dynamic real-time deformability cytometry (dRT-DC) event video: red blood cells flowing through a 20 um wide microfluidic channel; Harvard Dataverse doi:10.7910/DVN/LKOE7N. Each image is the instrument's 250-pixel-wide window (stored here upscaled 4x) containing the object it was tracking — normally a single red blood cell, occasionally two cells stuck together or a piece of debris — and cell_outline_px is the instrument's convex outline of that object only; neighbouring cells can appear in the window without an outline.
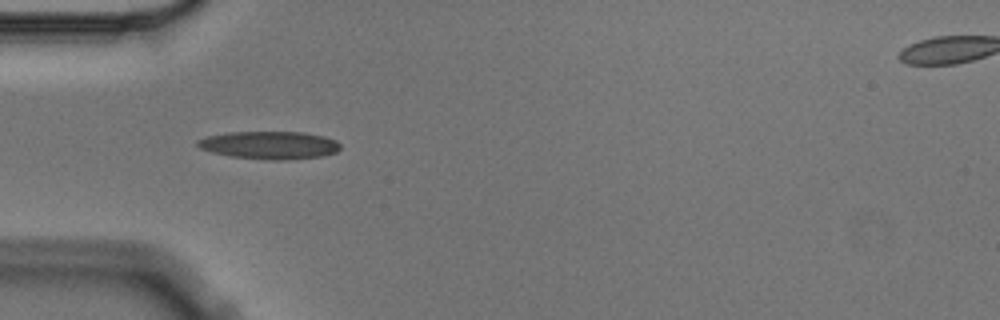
{"species": "Egyptian fruit bat (a non-hibernating species)", "species_latin": "Rousettus aegyptiacus", "temperature_condition": "cold", "stored_images_in_passage": 6, "camera_frame_rate_fps": 3000, "um_per_image_px": 0.085, "animal": {"sex": "male"}, "frame": {"image": 1, "passage_image": 5, "time_ms": 1.333, "image_size_px": [1000, 320], "cell_outline_px": [[340, 148], [336, 152], [324, 156], [280, 160], [268, 160], [232, 156], [212, 152], [200, 148], [196, 144], [196, 140], [204, 136], [228, 132], [304, 132], [324, 136], [336, 140], [340, 144]], "centroid_in_image_um": [22.9, 12.33], "position_along_channel_um": 62.1, "area_um2": 23.24}}
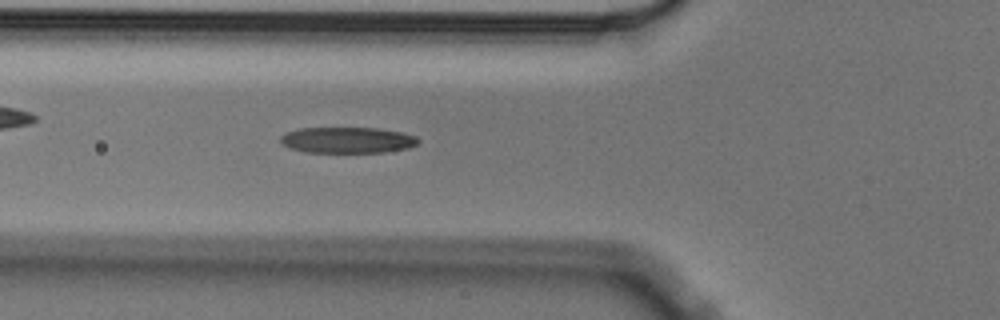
{"frame": {"image": 2, "passage_image": 6, "time_ms": 1.667, "image_size_px": [1000, 320], "cell_outline_px": [[420, 140], [416, 144], [408, 148], [384, 152], [308, 152], [292, 148], [284, 144], [280, 140], [280, 136], [284, 132], [300, 128], [376, 128], [400, 132], [416, 136]], "centroid_in_image_um": [29.53, 11.9], "position_along_channel_um": 96.3, "area_um2": 20.69}}